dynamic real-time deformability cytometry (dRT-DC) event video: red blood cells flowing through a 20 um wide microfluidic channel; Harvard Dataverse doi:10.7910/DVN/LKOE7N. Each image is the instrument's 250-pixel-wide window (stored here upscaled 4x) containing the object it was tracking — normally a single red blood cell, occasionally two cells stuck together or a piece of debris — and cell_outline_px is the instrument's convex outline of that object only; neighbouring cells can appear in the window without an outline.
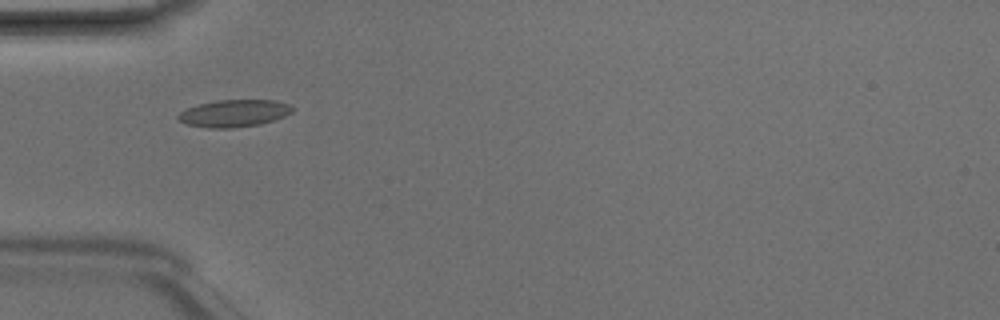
{"species": "Egyptian fruit bat (a non-hibernating species)", "species_latin": "Rousettus aegyptiacus", "temperature_condition": "room temperature", "stored_images_in_passage": 5, "camera_frame_rate_fps": 3000, "um_per_image_px": 0.085, "animal": {"sex": "male"}, "frame": {"image": 1, "passage_image": 4, "time_ms": 1.0, "image_size_px": [1000, 320], "cell_outline_px": [[292, 112], [284, 116], [260, 124], [232, 128], [208, 128], [188, 124], [180, 120], [176, 116], [180, 112], [188, 108], [200, 104], [216, 100], [276, 100], [292, 104]], "centroid_in_image_um": [19.92, 9.62], "position_along_channel_um": 65.1, "area_um2": 17.98}}